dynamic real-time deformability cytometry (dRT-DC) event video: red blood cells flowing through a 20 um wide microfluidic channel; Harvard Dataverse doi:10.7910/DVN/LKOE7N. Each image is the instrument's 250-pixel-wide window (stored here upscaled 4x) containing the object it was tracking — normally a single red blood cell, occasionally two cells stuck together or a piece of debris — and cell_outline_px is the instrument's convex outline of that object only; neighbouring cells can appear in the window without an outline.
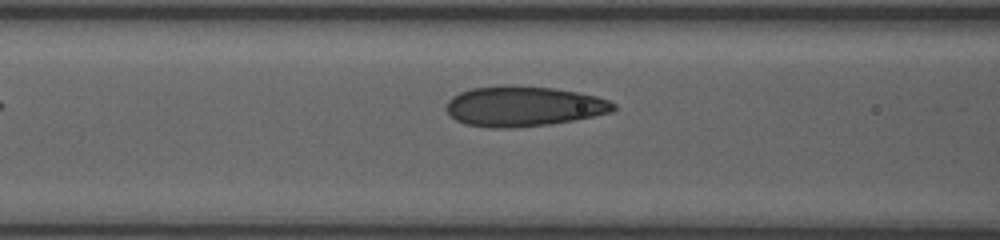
{"species": "human", "species_latin": "Homo sapiens", "temperature_condition": "room temperature", "stored_images_in_passage": 10, "segment_of_instrument_passage": [2, 2], "camera_frame_rate_fps": 3000, "um_per_image_px": 0.085, "donor": {"sex": "female"}, "frame": {"image": 1, "passage_image": 10, "time_ms": 5.333, "image_size_px": [1000, 240], "cell_outline_px": [[616, 108], [612, 112], [572, 120], [548, 124], [508, 128], [492, 128], [464, 124], [456, 120], [448, 112], [448, 100], [452, 96], [460, 92], [472, 88], [556, 88], [596, 96], [608, 100], [616, 104]], "centroid_in_image_um": [44.53, 9.07], "position_along_channel_um": 122.1, "area_um2": 37.86}}